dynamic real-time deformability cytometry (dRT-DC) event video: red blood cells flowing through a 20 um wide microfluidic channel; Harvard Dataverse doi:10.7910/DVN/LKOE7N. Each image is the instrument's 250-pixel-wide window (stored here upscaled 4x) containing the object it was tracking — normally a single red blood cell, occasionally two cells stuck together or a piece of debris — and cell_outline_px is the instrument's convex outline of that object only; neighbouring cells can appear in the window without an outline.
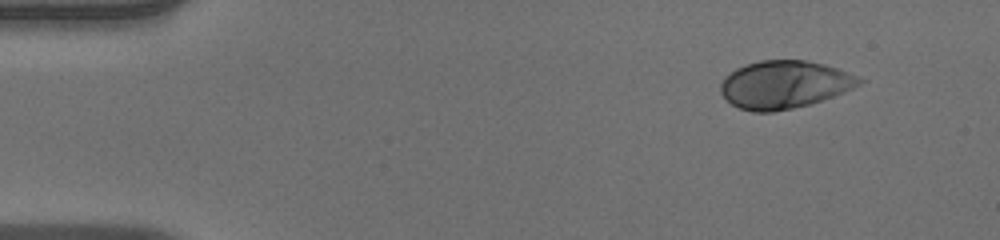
{"species": "human", "species_latin": "Homo sapiens", "temperature_condition": "warm", "stored_images_in_passage": 48, "camera_frame_rate_fps": 3000, "um_per_image_px": 0.085, "donor": {"sex": "male"}, "frame": {"image": 1, "passage_image": 1, "time_ms": 0.0, "image_size_px": [1000, 240], "cell_outline_px": [[868, 80], [844, 92], [808, 104], [792, 108], [772, 112], [752, 112], [740, 108], [732, 104], [720, 92], [720, 84], [724, 76], [736, 68], [760, 60], [804, 60], [824, 64], [860, 76]], "centroid_in_image_um": [66.67, 7.18], "position_along_channel_um": 18.3, "area_um2": 38.49}}
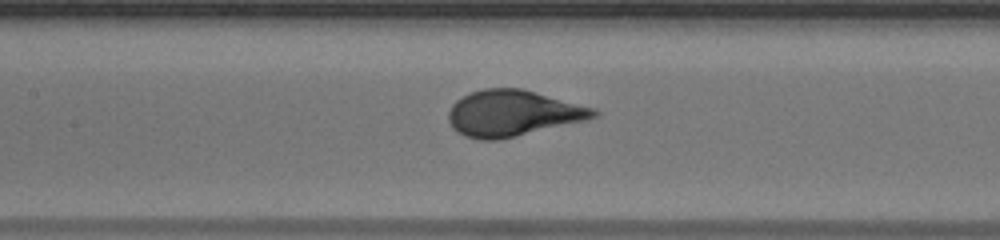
{"frame": {"image": 2, "passage_image": 20, "time_ms": 6.333, "image_size_px": [1000, 240], "cell_outline_px": [[600, 116], [588, 120], [516, 136], [496, 140], [480, 140], [464, 136], [452, 128], [448, 120], [448, 112], [452, 104], [456, 100], [472, 92], [484, 88], [520, 88], [596, 108], [600, 112]], "centroid_in_image_um": [43.61, 9.63], "position_along_channel_um": 163.8, "area_um2": 39.07}}
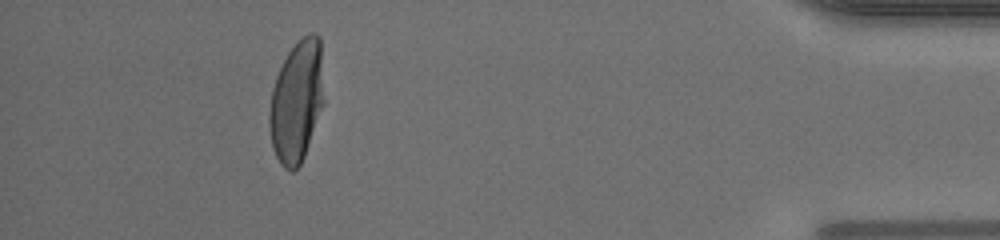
{"frame": {"image": 3, "passage_image": 43, "time_ms": 14.0, "image_size_px": [1000, 240], "cell_outline_px": [[324, 104], [304, 156], [300, 164], [292, 172], [284, 168], [280, 164], [272, 148], [268, 124], [268, 112], [272, 88], [276, 76], [288, 52], [308, 32], [316, 32], [320, 36], [324, 100]], "centroid_in_image_um": [25.21, 8.62], "position_along_channel_um": 410.0, "area_um2": 39.02}, "authors_computed_cell_mechanics": {"area_um2": 38.8994, "velocity_mm_per_s": 3.9278, "shape_relaxation_time_tau1_ms": 3.874, "shape_relaxation_time_tau2_ms": null, "deformation_change_tau1": 0.2188, "deformation_change_tau2": null}}